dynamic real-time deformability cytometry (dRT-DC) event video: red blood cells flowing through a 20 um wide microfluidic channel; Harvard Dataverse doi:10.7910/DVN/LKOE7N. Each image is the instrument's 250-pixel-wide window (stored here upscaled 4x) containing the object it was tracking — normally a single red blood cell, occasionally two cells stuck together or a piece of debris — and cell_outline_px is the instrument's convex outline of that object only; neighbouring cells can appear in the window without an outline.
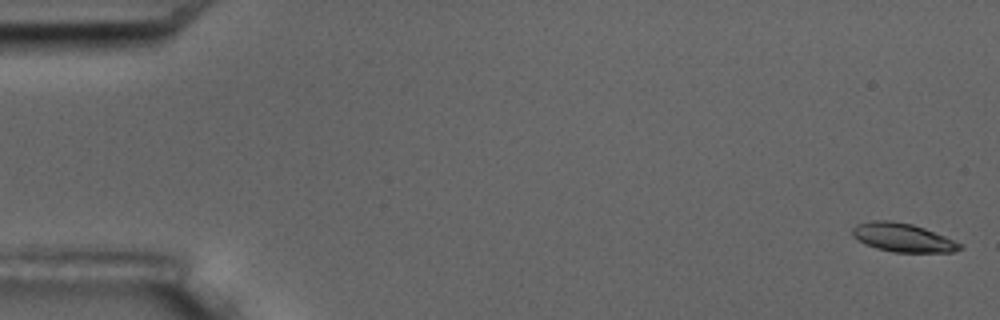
{"species": "common noctule bat (a hibernating species)", "species_latin": "Nyctalus noctula", "temperature_condition": "room temperature", "stored_images_in_passage": 17, "camera_frame_rate_fps": 3000, "um_per_image_px": 0.085, "animal": {"sex": "male", "body_mass_g": 17.5, "forearm_length_mm": 52.3}, "frame": {"image": 1, "passage_image": 1, "time_ms": 0.0, "image_size_px": [1000, 320], "cell_outline_px": [[964, 248], [952, 252], [892, 252], [876, 248], [864, 244], [852, 236], [852, 228], [856, 224], [872, 220], [892, 220], [912, 224], [924, 228], [964, 244]], "centroid_in_image_um": [76.73, 20.19], "position_along_channel_um": 8.3, "area_um2": 18.09}}
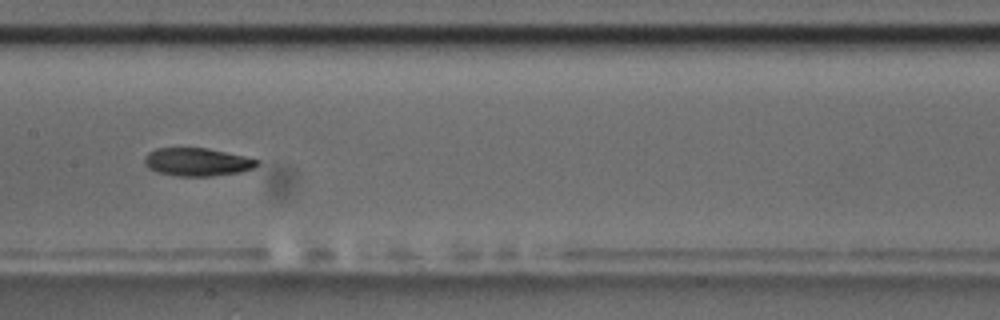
{"frame": {"image": 2, "passage_image": 9, "time_ms": 9.333, "image_size_px": [1000, 320], "cell_outline_px": [[260, 164], [252, 168], [240, 172], [212, 176], [176, 176], [156, 172], [148, 168], [144, 164], [144, 156], [148, 152], [156, 148], [208, 148], [244, 156], [260, 160]], "centroid_in_image_um": [16.73, 13.77], "position_along_channel_um": 190.7, "area_um2": 18.55}}
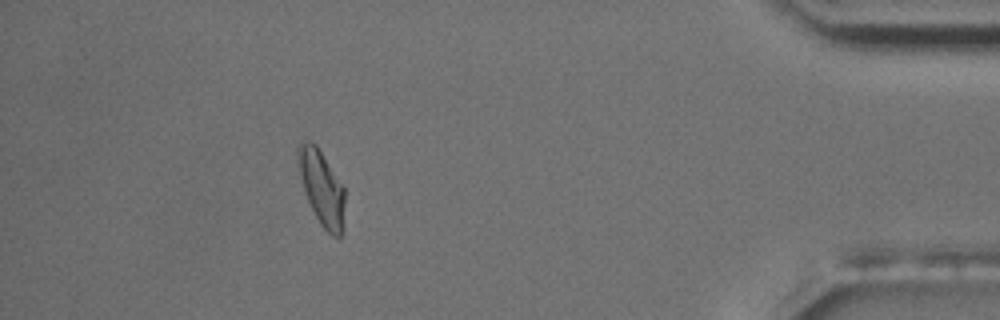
{"frame": {"image": 3, "passage_image": 16, "time_ms": 17.0, "image_size_px": [1000, 320], "cell_outline_px": [[344, 228], [340, 236], [332, 236], [320, 224], [308, 200], [304, 188], [296, 156], [296, 148], [300, 140], [308, 140], [316, 144], [344, 188]], "centroid_in_image_um": [27.34, 15.93], "position_along_channel_um": 407.9, "area_um2": 20.17}, "authors_computed_cell_mechanics": {"area_um2": 18.6116, "velocity_mm_per_s": 3.5002, "shape_relaxation_time_tau1_ms": 5.6915, "shape_relaxation_time_tau2_ms": 3.0554, "deformation_change_tau1": 0.1331, "deformation_change_tau2": 0.071}}